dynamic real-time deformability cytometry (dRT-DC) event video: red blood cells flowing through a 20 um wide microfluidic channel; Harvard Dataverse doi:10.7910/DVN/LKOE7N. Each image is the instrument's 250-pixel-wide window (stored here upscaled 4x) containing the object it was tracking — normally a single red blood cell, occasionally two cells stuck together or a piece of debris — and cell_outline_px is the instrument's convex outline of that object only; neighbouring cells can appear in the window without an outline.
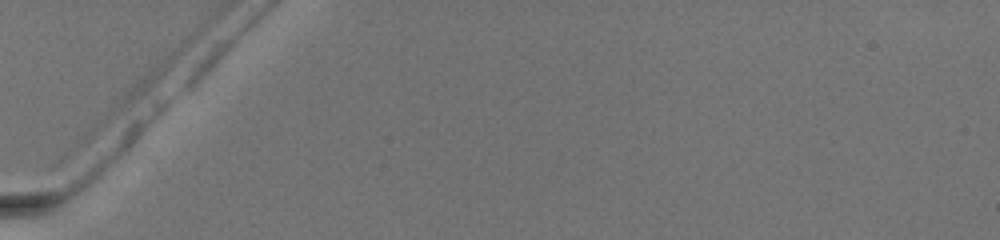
{"species": "common noctule bat (a hibernating species)", "species_latin": "Nyctalus noctula", "temperature_condition": "warm", "stored_images_in_passage": 4, "camera_frame_rate_fps": 3000, "um_per_image_px": 0.085, "animal": {"sex": "female", "body_mass_g": 19.5, "forearm_length_mm": 54.1}, "frame": {"image": 1, "passage_image": 1, "time_ms": 0.0, "image_size_px": [1000, 240], "cell_outline_px": [[140, 132], [100, 180], [80, 188], [72, 188], [72, 180], [80, 168], [132, 120], [140, 120]], "centroid_in_image_um": [9.04, 13.29], "position_along_channel_um": 76.0, "area_um2": 11.44}}